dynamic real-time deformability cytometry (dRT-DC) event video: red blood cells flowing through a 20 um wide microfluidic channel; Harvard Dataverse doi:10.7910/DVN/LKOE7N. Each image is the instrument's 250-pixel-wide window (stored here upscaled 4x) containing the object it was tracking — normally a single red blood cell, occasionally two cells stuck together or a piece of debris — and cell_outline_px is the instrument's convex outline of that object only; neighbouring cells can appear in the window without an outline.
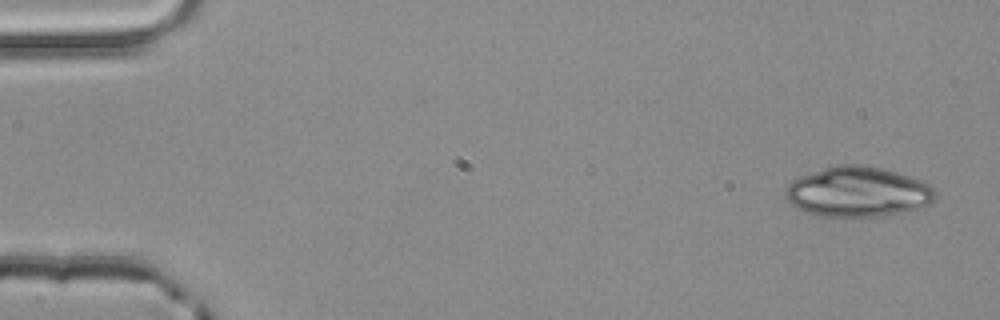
{"species": "common noctule bat (a hibernating species)", "species_latin": "Nyctalus noctula", "temperature_condition": "room temperature", "stored_images_in_passage": 3, "camera_frame_rate_fps": 3000, "um_per_image_px": 0.085, "animal": {"sex": "male", "body_mass_g": 20.4}, "frame": {"image": 1, "passage_image": 1, "time_ms": 0.0, "image_size_px": [1000, 320], "cell_outline_px": [[936, 196], [928, 204], [904, 212], [884, 216], [816, 216], [804, 212], [792, 204], [784, 196], [784, 192], [788, 184], [792, 180], [800, 176], [836, 164], [864, 164], [884, 168], [920, 180], [928, 184], [936, 192]], "centroid_in_image_um": [72.88, 16.3], "position_along_channel_um": 12.1, "area_um2": 43.81}}